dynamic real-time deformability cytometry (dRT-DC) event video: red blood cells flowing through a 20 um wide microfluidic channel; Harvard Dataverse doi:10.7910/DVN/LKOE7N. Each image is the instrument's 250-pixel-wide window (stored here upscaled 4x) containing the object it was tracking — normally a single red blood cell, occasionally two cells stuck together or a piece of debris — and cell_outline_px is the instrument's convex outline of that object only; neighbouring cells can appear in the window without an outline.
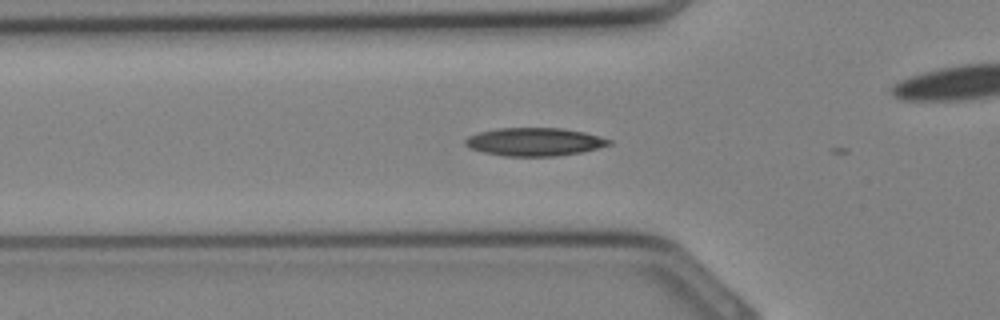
{"species": "Egyptian fruit bat (a non-hibernating species)", "species_latin": "Rousettus aegyptiacus", "temperature_condition": "cold", "stored_images_in_passage": 6, "camera_frame_rate_fps": 3000, "um_per_image_px": 0.085, "animal": {"sex": "female"}, "frame": {"image": 1, "passage_image": 4, "time_ms": 1.0, "image_size_px": [1000, 320], "cell_outline_px": [[612, 144], [580, 152], [556, 156], [504, 156], [484, 152], [468, 148], [464, 144], [464, 140], [468, 136], [476, 132], [496, 128], [564, 128], [584, 132], [600, 136], [612, 140]], "centroid_in_image_um": [45.39, 12.04], "position_along_channel_um": 80.4, "area_um2": 23.7}}